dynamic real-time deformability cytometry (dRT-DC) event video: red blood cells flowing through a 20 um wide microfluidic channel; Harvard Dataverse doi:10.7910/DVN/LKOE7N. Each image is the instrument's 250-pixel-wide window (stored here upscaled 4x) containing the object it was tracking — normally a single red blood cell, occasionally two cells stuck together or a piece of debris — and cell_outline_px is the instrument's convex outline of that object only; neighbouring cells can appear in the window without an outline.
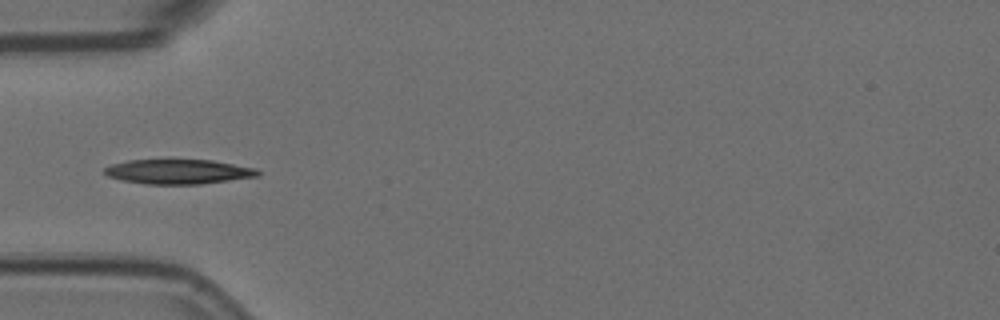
{"species": "Egyptian fruit bat (a non-hibernating species)", "species_latin": "Rousettus aegyptiacus", "temperature_condition": "room temperature", "stored_images_in_passage": 8, "camera_frame_rate_fps": 3000, "um_per_image_px": 0.085, "animal": {"sex": "female"}, "frame": {"image": 1, "passage_image": 5, "time_ms": 1.333, "image_size_px": [1000, 320], "cell_outline_px": [[260, 176], [200, 184], [144, 184], [124, 180], [108, 176], [104, 172], [104, 168], [112, 164], [128, 160], [212, 160], [256, 168], [260, 172]], "centroid_in_image_um": [15.18, 14.59], "position_along_channel_um": 69.8, "area_um2": 21.91}}
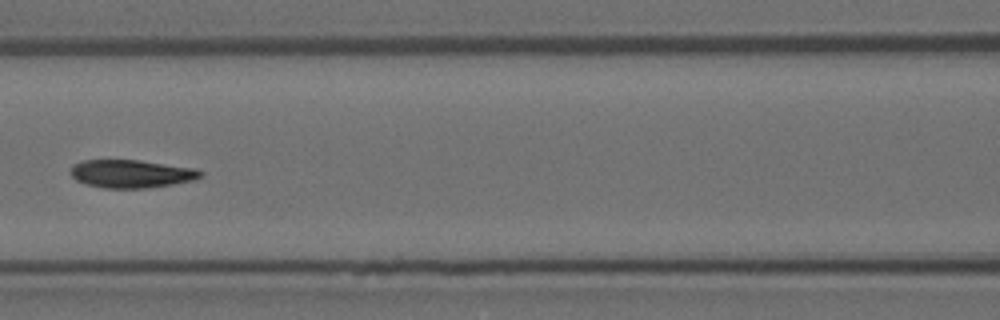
{"frame": {"image": 2, "passage_image": 7, "time_ms": 2.0, "image_size_px": [1000, 320], "cell_outline_px": [[204, 176], [196, 180], [172, 184], [144, 188], [104, 188], [88, 184], [76, 180], [68, 172], [72, 164], [84, 160], [140, 160], [196, 168], [204, 172]], "centroid_in_image_um": [11.19, 14.76], "position_along_channel_um": 155.4, "area_um2": 21.44}}
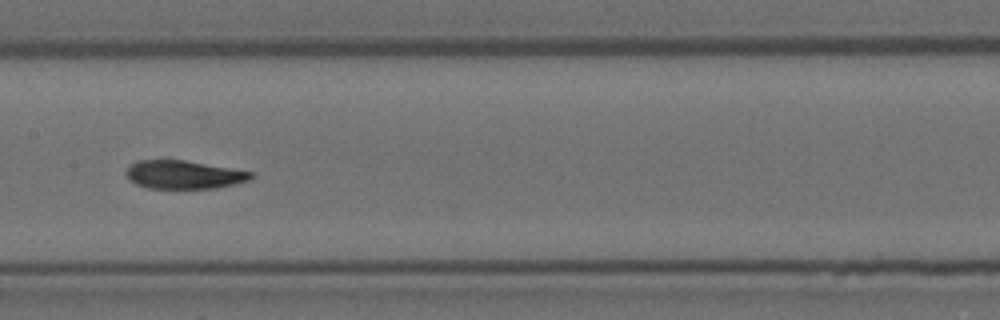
{"frame": {"image": 3, "passage_image": 8, "time_ms": 2.333, "image_size_px": [1000, 320], "cell_outline_px": [[256, 176], [252, 180], [236, 184], [212, 188], [148, 188], [136, 184], [128, 180], [124, 172], [136, 160], [184, 160], [252, 172]], "centroid_in_image_um": [15.62, 14.85], "position_along_channel_um": 191.8, "area_um2": 20.63}}